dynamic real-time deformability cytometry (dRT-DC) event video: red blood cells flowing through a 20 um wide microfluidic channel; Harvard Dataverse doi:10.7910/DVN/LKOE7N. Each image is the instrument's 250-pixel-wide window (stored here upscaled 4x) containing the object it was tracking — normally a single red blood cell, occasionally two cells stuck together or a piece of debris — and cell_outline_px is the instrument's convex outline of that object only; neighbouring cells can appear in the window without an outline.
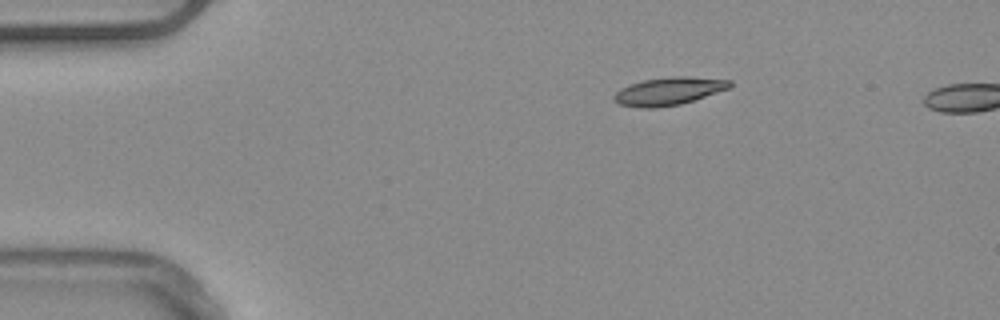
{"species": "common noctule bat (a hibernating species)", "species_latin": "Nyctalus noctula", "temperature_condition": "warm", "stored_images_in_passage": 3, "camera_frame_rate_fps": 3000, "um_per_image_px": 0.085, "animal": {"sex": "male", "body_mass_g": 20.4}, "frame": {"image": 1, "passage_image": 1, "time_ms": 0.0, "image_size_px": [1000, 320], "cell_outline_px": [[732, 84], [728, 88], [680, 104], [656, 108], [640, 108], [620, 104], [612, 100], [612, 96], [620, 88], [628, 84], [644, 80], [672, 76], [688, 76], [732, 80]], "centroid_in_image_um": [56.78, 7.74], "position_along_channel_um": 28.2, "area_um2": 18.73}}